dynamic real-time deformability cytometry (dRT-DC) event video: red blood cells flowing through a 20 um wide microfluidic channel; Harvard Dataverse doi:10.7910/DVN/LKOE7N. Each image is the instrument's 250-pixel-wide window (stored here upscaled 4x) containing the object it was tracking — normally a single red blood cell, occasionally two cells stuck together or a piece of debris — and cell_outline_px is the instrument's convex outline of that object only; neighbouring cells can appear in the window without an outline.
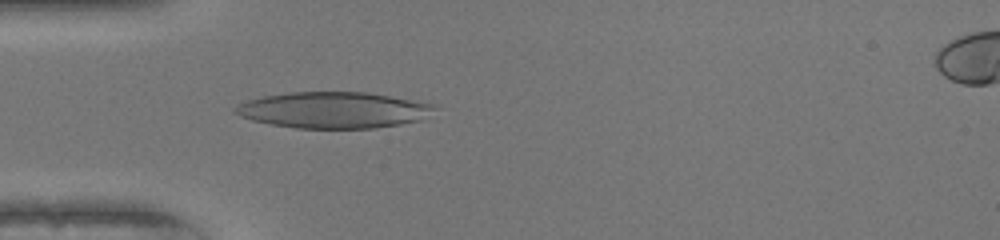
{"species": "human", "species_latin": "Homo sapiens", "temperature_condition": "warm", "stored_images_in_passage": 38, "camera_frame_rate_fps": 3000, "um_per_image_px": 0.085, "donor": {"sex": "female"}, "frame": {"image": 1, "passage_image": 7, "time_ms": 2.0, "image_size_px": [1000, 240], "cell_outline_px": [[440, 108], [420, 120], [400, 124], [372, 128], [296, 128], [272, 124], [252, 120], [240, 116], [232, 112], [232, 108], [236, 104], [248, 100], [264, 96], [292, 92], [364, 92], [436, 104]], "centroid_in_image_um": [28.34, 9.35], "position_along_channel_um": 56.7, "area_um2": 42.02}}
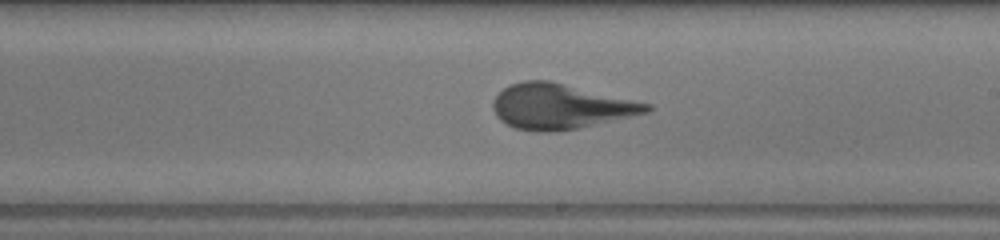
{"frame": {"image": 2, "passage_image": 21, "time_ms": 6.667, "image_size_px": [1000, 240], "cell_outline_px": [[652, 108], [648, 112], [576, 128], [556, 132], [536, 132], [516, 128], [500, 120], [496, 116], [492, 108], [492, 100], [504, 88], [512, 84], [524, 80], [548, 80], [652, 104]], "centroid_in_image_um": [47.59, 9.05], "position_along_channel_um": 241.4, "area_um2": 40.0}}
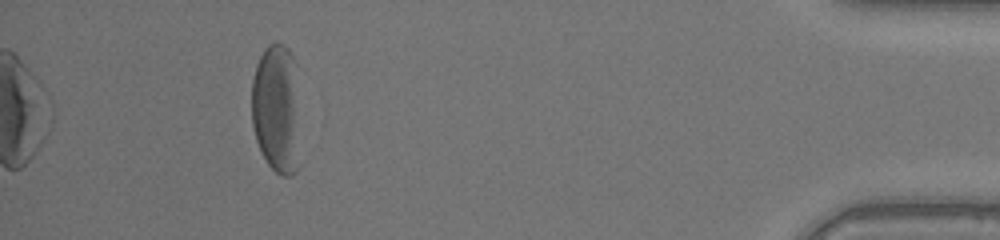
{"frame": {"image": 3, "passage_image": 38, "time_ms": 12.333, "image_size_px": [1000, 240], "cell_outline_px": [[300, 164], [296, 172], [292, 176], [280, 176], [268, 164], [260, 152], [256, 140], [252, 124], [252, 80], [256, 64], [264, 48], [268, 44], [276, 40], [284, 44], [288, 48], [292, 56]], "centroid_in_image_um": [23.46, 9.3], "position_along_channel_um": 411.7, "area_um2": 36.36}}